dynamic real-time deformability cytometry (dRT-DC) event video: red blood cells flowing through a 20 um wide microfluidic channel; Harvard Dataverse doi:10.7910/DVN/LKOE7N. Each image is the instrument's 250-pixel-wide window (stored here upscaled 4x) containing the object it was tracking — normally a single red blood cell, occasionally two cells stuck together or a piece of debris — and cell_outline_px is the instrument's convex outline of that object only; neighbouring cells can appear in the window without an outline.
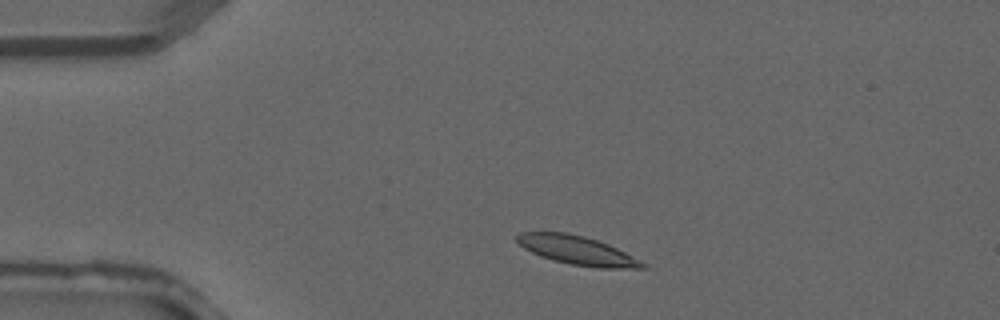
{"species": "common noctule bat (a hibernating species)", "species_latin": "Nyctalus noctula", "temperature_condition": "warm", "stored_images_in_passage": 3, "camera_frame_rate_fps": 3000, "um_per_image_px": 0.085, "animal": {"sex": "male", "forearm_length_mm": 52.5}, "frame": {"image": 1, "passage_image": 1, "time_ms": 0.0, "image_size_px": [1000, 320], "cell_outline_px": [[648, 268], [596, 268], [568, 264], [552, 260], [540, 256], [524, 248], [516, 240], [516, 236], [520, 232], [564, 232], [584, 236], [608, 244], [640, 260]], "centroid_in_image_um": [49.04, 21.28], "position_along_channel_um": 36.0, "area_um2": 20.92}}